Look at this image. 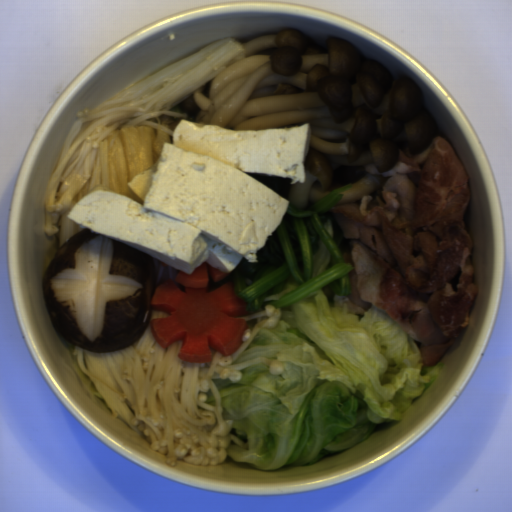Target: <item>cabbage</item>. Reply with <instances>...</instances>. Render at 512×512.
<instances>
[{
  "mask_svg": "<svg viewBox=\"0 0 512 512\" xmlns=\"http://www.w3.org/2000/svg\"><path fill=\"white\" fill-rule=\"evenodd\" d=\"M235 360L279 361L212 378L231 434L226 458L264 471L309 466L359 445L381 425L401 421L434 386L441 362L421 363L419 341L375 306L350 312L330 288L280 308Z\"/></svg>",
  "mask_w": 512,
  "mask_h": 512,
  "instance_id": "obj_1",
  "label": "cabbage"
},
{
  "mask_svg": "<svg viewBox=\"0 0 512 512\" xmlns=\"http://www.w3.org/2000/svg\"><path fill=\"white\" fill-rule=\"evenodd\" d=\"M331 258V251L325 243L319 239L316 251L311 258V279L324 274Z\"/></svg>",
  "mask_w": 512,
  "mask_h": 512,
  "instance_id": "obj_2",
  "label": "cabbage"
},
{
  "mask_svg": "<svg viewBox=\"0 0 512 512\" xmlns=\"http://www.w3.org/2000/svg\"><path fill=\"white\" fill-rule=\"evenodd\" d=\"M268 320V317L261 316L259 318H254L252 320L246 321L248 324V328L252 331L254 330L257 323Z\"/></svg>",
  "mask_w": 512,
  "mask_h": 512,
  "instance_id": "obj_3",
  "label": "cabbage"
},
{
  "mask_svg": "<svg viewBox=\"0 0 512 512\" xmlns=\"http://www.w3.org/2000/svg\"><path fill=\"white\" fill-rule=\"evenodd\" d=\"M324 229H326L330 235V237H332L334 239V235H333V224L331 222V220H327L324 224Z\"/></svg>",
  "mask_w": 512,
  "mask_h": 512,
  "instance_id": "obj_4",
  "label": "cabbage"
},
{
  "mask_svg": "<svg viewBox=\"0 0 512 512\" xmlns=\"http://www.w3.org/2000/svg\"><path fill=\"white\" fill-rule=\"evenodd\" d=\"M206 397H207V399L205 400L206 403L210 404L213 407L216 406V402L214 400V397H213L212 392H211L210 389H209L208 392H206Z\"/></svg>",
  "mask_w": 512,
  "mask_h": 512,
  "instance_id": "obj_5",
  "label": "cabbage"
}]
</instances>
